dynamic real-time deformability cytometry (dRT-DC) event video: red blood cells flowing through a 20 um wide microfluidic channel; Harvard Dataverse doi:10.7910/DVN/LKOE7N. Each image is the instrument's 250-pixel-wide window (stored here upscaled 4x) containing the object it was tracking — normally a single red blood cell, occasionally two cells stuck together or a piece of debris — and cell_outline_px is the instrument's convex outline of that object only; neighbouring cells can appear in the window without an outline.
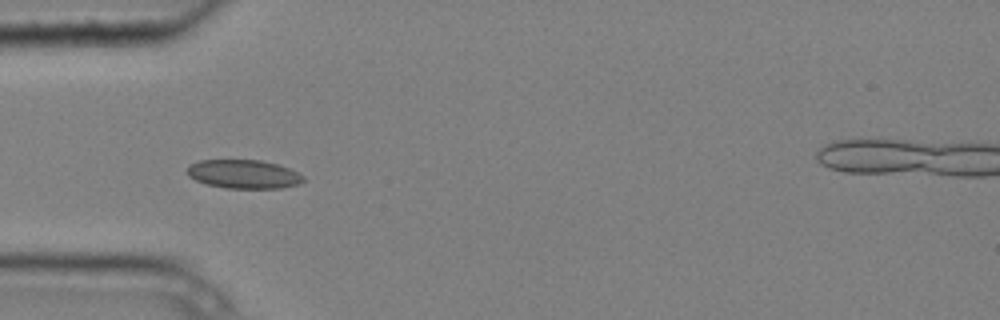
{"species": "common noctule bat (a hibernating species)", "species_latin": "Nyctalus noctula", "temperature_condition": "cold", "stored_images_in_passage": 5, "camera_frame_rate_fps": 3000, "um_per_image_px": 0.085, "animal": {"sex": "male", "body_mass_g": 20.4}, "frame": {"image": 1, "passage_image": 4, "time_ms": 1.0, "image_size_px": [1000, 320], "cell_outline_px": [[304, 180], [300, 184], [280, 188], [224, 188], [204, 184], [188, 176], [188, 168], [192, 164], [200, 160], [260, 160], [276, 164], [288, 168], [304, 176]], "centroid_in_image_um": [20.71, 14.81], "position_along_channel_um": 64.3, "area_um2": 19.36}}
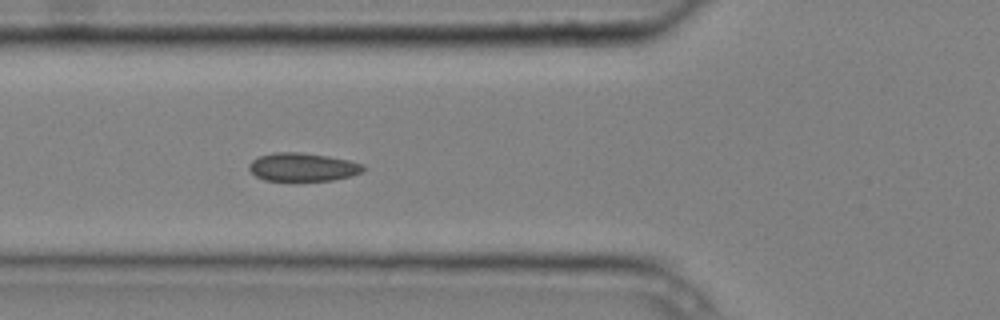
{"frame": {"image": 2, "passage_image": 5, "time_ms": 1.333, "image_size_px": [1000, 320], "cell_outline_px": [[368, 168], [364, 172], [352, 176], [332, 180], [264, 180], [256, 176], [248, 168], [248, 164], [252, 160], [260, 156], [272, 152], [300, 152], [328, 156], [348, 160], [364, 164]], "centroid_in_image_um": [25.78, 14.19], "position_along_channel_um": 100.0, "area_um2": 18.96}}